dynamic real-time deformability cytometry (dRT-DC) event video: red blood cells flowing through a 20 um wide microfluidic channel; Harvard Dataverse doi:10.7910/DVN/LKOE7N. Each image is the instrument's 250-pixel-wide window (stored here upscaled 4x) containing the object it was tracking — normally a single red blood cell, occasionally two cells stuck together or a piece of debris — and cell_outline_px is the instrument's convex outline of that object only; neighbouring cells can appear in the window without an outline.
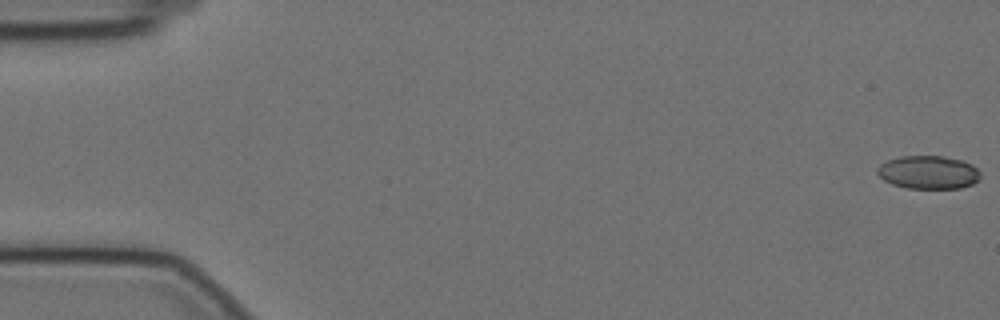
{"species": "Egyptian fruit bat (a non-hibernating species)", "species_latin": "Rousettus aegyptiacus", "temperature_condition": "cold", "stored_images_in_passage": 59, "camera_frame_rate_fps": 3000, "um_per_image_px": 0.085, "animal": {"sex": "female"}, "frame": {"image": 1, "passage_image": 1, "time_ms": 0.0, "image_size_px": [1000, 320], "cell_outline_px": [[980, 176], [972, 184], [960, 188], [908, 188], [892, 184], [884, 180], [876, 172], [876, 168], [880, 164], [888, 160], [900, 156], [944, 156], [960, 160], [972, 164], [980, 172]], "centroid_in_image_um": [78.89, 14.64], "position_along_channel_um": 6.1, "area_um2": 19.88}}
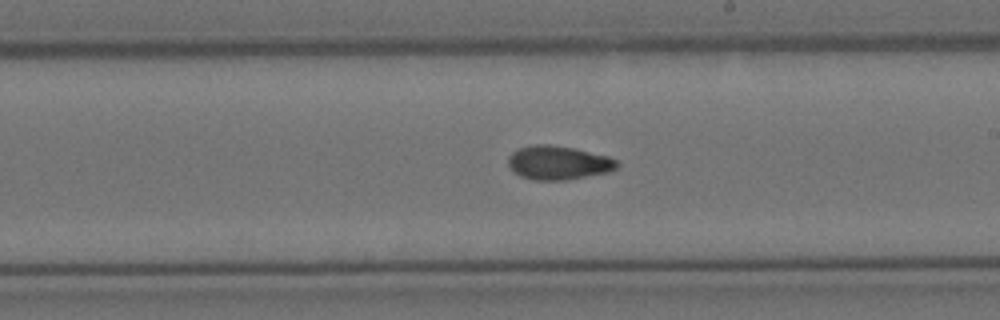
{"frame": {"image": 2, "passage_image": 34, "time_ms": 11.0, "image_size_px": [1000, 320], "cell_outline_px": [[620, 164], [616, 168], [608, 172], [564, 180], [532, 180], [520, 176], [508, 168], [508, 156], [516, 148], [532, 144], [548, 144], [572, 148], [608, 156], [620, 160]], "centroid_in_image_um": [47.42, 13.82], "position_along_channel_um": 241.6, "area_um2": 21.68}}
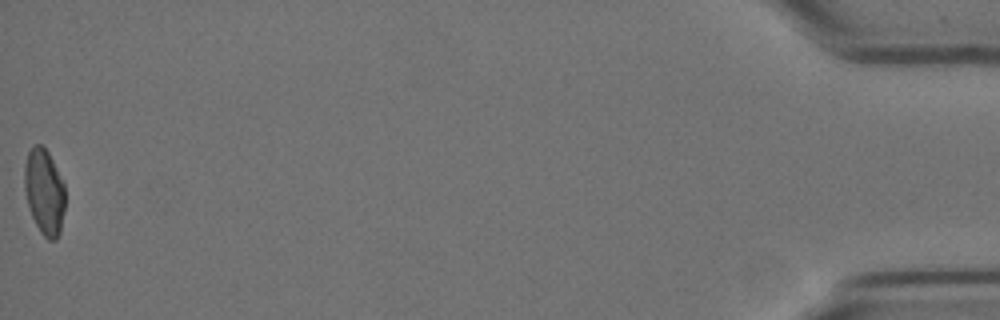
{"frame": {"image": 3, "passage_image": 59, "time_ms": 19.333, "image_size_px": [1000, 320], "cell_outline_px": [[64, 208], [60, 232], [56, 240], [48, 240], [40, 232], [28, 208], [24, 188], [24, 164], [28, 152], [32, 144], [40, 144], [48, 152], [64, 184]], "centroid_in_image_um": [3.74, 16.29], "position_along_channel_um": 431.5, "area_um2": 20.35}, "authors_computed_cell_mechanics": {"area_um2": 20.9814, "velocity_mm_per_s": 3.4752, "shape_relaxation_time_tau1_ms": null, "shape_relaxation_time_tau2_ms": 3.3362, "deformation_change_tau1": null, "deformation_change_tau2": 0.0822}}